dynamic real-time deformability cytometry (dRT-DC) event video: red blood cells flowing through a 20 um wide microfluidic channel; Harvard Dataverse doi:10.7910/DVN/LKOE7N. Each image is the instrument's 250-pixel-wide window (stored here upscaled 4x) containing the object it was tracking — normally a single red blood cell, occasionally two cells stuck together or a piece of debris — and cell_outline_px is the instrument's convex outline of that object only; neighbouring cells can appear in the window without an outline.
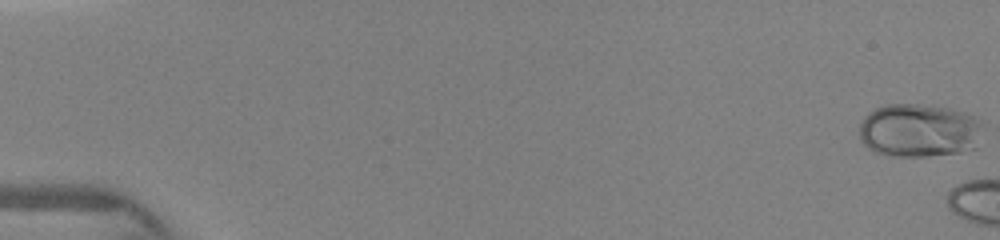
{"species": "human", "species_latin": "Homo sapiens", "temperature_condition": "warm", "stored_images_in_passage": 6, "camera_frame_rate_fps": 3000, "um_per_image_px": 0.085, "donor": {"sex": "female"}, "frame": {"image": 1, "passage_image": 1, "time_ms": 0.0, "image_size_px": [1000, 240], "cell_outline_px": [[984, 128], [980, 148], [960, 152], [928, 156], [892, 156], [872, 152], [860, 140], [860, 124], [864, 116], [876, 108], [884, 104], [916, 104], [952, 108], [976, 116], [984, 124]], "centroid_in_image_um": [78.2, 11.1], "position_along_channel_um": 6.8, "area_um2": 39.48}}